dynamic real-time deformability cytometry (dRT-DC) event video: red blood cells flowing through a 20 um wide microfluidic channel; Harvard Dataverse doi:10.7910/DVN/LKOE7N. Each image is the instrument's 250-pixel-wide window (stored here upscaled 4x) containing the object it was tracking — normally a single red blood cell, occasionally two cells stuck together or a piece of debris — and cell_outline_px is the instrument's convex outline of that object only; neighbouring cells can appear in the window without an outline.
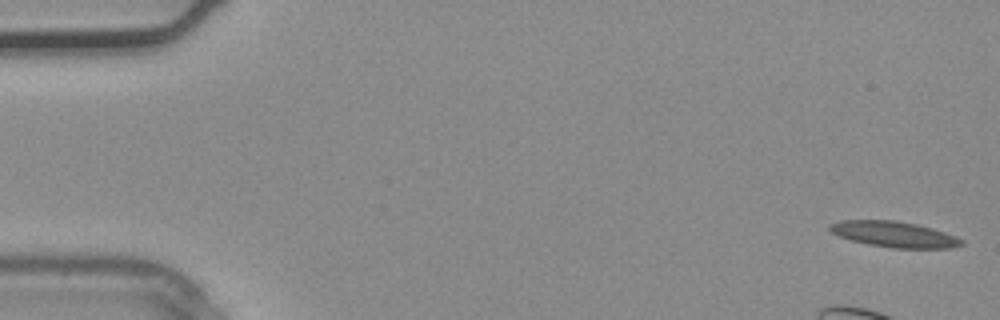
{"species": "common noctule bat (a hibernating species)", "species_latin": "Nyctalus noctula", "temperature_condition": "warm", "stored_images_in_passage": 5, "camera_frame_rate_fps": 3000, "um_per_image_px": 0.085, "animal": {"sex": "male", "body_mass_g": 20.4}, "frame": {"image": 1, "passage_image": 1, "time_ms": 0.0, "image_size_px": [1000, 320], "cell_outline_px": [[964, 244], [952, 248], [892, 248], [868, 244], [852, 240], [840, 236], [832, 232], [828, 228], [828, 224], [840, 220], [896, 220], [916, 224], [932, 228], [956, 236], [964, 240]], "centroid_in_image_um": [76.01, 19.91], "position_along_channel_um": 9.0, "area_um2": 19.83}}
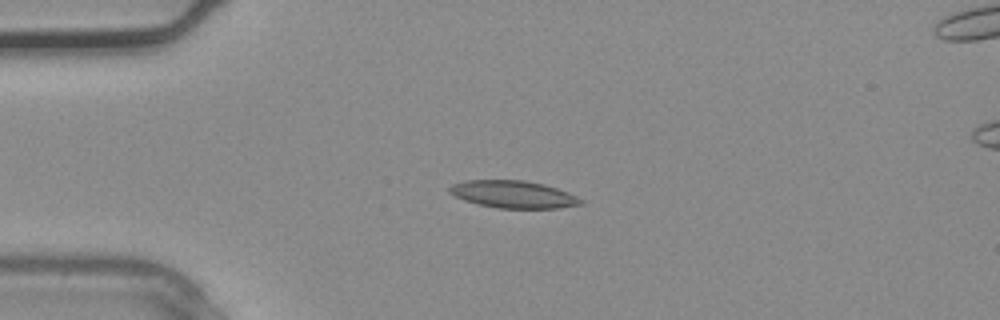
{"frame": {"image": 2, "passage_image": 4, "time_ms": 1.0, "image_size_px": [1000, 320], "cell_outline_px": [[584, 204], [556, 208], [496, 208], [464, 200], [448, 192], [448, 188], [452, 184], [464, 180], [524, 180], [544, 184], [568, 192], [584, 200]], "centroid_in_image_um": [43.63, 16.51], "position_along_channel_um": 41.4, "area_um2": 20.92}}